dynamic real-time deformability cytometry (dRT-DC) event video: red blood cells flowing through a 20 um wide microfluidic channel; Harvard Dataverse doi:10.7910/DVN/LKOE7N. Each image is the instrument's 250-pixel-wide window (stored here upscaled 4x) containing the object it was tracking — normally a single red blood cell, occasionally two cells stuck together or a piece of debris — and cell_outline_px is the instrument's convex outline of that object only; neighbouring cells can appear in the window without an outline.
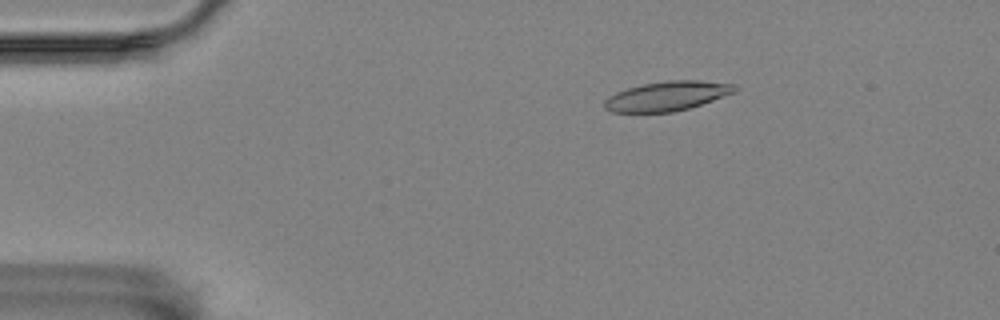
{"species": "Egyptian fruit bat (a non-hibernating species)", "species_latin": "Rousettus aegyptiacus", "temperature_condition": "room temperature", "stored_images_in_passage": 6, "camera_frame_rate_fps": 3000, "um_per_image_px": 0.085, "animal": {"sex": "female"}, "frame": {"image": 1, "passage_image": 3, "time_ms": 2.333, "image_size_px": [1000, 320], "cell_outline_px": [[736, 92], [688, 108], [672, 112], [612, 112], [604, 108], [604, 100], [608, 96], [616, 92], [628, 88], [644, 84], [668, 80], [700, 80], [736, 84]], "centroid_in_image_um": [56.69, 8.16], "position_along_channel_um": 28.3, "area_um2": 22.25}}